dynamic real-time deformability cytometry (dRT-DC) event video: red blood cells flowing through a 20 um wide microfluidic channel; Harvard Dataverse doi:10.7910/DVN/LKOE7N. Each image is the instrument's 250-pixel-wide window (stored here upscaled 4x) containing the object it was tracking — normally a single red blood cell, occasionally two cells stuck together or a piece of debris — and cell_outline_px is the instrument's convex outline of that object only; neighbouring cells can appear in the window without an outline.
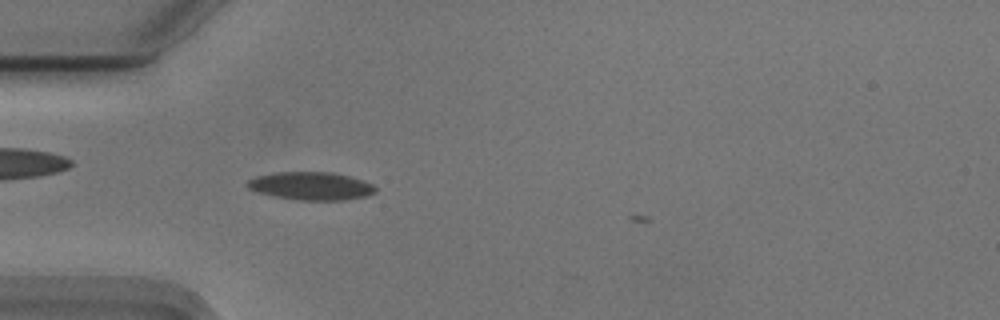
{"species": "Egyptian fruit bat (a non-hibernating species)", "species_latin": "Rousettus aegyptiacus", "temperature_condition": "cold", "stored_images_in_passage": 10, "camera_frame_rate_fps": 3000, "um_per_image_px": 0.085, "animal": {"sex": "male"}, "frame": {"image": 1, "passage_image": 6, "time_ms": 1.667, "image_size_px": [1000, 320], "cell_outline_px": [[376, 192], [368, 196], [344, 200], [296, 200], [272, 196], [256, 192], [248, 188], [244, 184], [248, 180], [256, 176], [276, 172], [332, 172], [348, 176], [372, 184], [376, 188]], "centroid_in_image_um": [26.39, 15.81], "position_along_channel_um": 58.6, "area_um2": 21.04}}
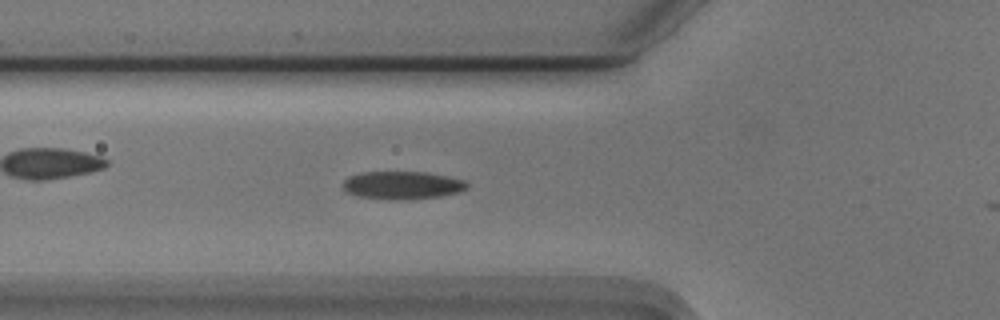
{"frame": {"image": 2, "passage_image": 9, "time_ms": 2.667, "image_size_px": [1000, 320], "cell_outline_px": [[468, 188], [460, 192], [440, 196], [404, 200], [388, 200], [356, 196], [344, 192], [340, 184], [348, 176], [360, 172], [424, 172], [464, 180], [468, 184]], "centroid_in_image_um": [34.11, 15.76], "position_along_channel_um": 91.7, "area_um2": 20.52}}